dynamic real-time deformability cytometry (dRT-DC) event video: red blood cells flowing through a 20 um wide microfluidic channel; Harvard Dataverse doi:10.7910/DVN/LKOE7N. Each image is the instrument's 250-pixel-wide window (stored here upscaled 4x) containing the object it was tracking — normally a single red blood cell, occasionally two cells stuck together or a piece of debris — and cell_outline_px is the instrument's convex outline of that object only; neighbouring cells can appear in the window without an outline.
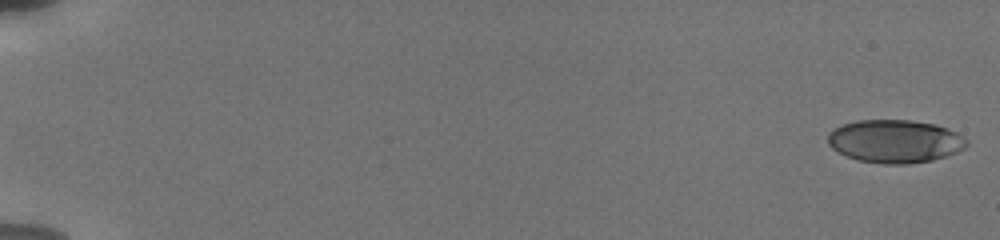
{"species": "human", "species_latin": "Homo sapiens", "temperature_condition": "cold", "stored_images_in_passage": 7, "camera_frame_rate_fps": 3000, "um_per_image_px": 0.085, "donor": {"sex": "male"}, "frame": {"image": 1, "passage_image": 1, "time_ms": 0.0, "image_size_px": [1000, 240], "cell_outline_px": [[968, 144], [964, 148], [956, 152], [932, 160], [908, 164], [884, 164], [860, 160], [848, 156], [832, 148], [828, 144], [828, 132], [832, 128], [856, 120], [908, 120], [936, 124], [948, 128], [964, 136], [968, 140]], "centroid_in_image_um": [76.08, 11.99], "position_along_channel_um": 8.9, "area_um2": 34.85}}